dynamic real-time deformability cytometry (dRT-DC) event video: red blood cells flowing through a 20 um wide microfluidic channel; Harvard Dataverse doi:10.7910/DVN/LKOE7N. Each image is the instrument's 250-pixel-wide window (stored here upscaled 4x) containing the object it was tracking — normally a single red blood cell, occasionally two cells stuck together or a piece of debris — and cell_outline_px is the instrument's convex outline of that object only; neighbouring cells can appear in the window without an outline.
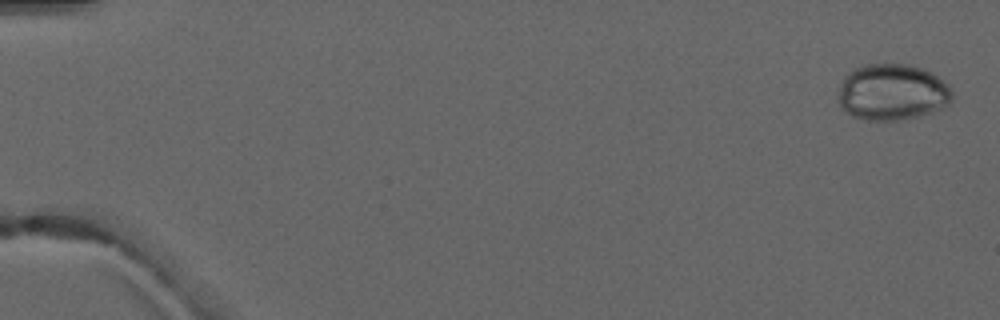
{"species": "common noctule bat (a hibernating species)", "species_latin": "Nyctalus noctula", "temperature_condition": "warm", "stored_images_in_passage": 4, "camera_frame_rate_fps": 3000, "um_per_image_px": 0.085, "animal": {"sex": "male", "forearm_length_mm": 52.5}, "frame": {"image": 1, "passage_image": 1, "time_ms": 0.0, "image_size_px": [1000, 320], "cell_outline_px": [[952, 100], [948, 104], [932, 112], [916, 116], [896, 120], [868, 120], [852, 116], [840, 104], [840, 88], [844, 76], [848, 72], [856, 68], [868, 64], [908, 64], [924, 68], [932, 72], [944, 80], [948, 84], [952, 92]], "centroid_in_image_um": [75.88, 7.81], "position_along_channel_um": 9.1, "area_um2": 37.17}}